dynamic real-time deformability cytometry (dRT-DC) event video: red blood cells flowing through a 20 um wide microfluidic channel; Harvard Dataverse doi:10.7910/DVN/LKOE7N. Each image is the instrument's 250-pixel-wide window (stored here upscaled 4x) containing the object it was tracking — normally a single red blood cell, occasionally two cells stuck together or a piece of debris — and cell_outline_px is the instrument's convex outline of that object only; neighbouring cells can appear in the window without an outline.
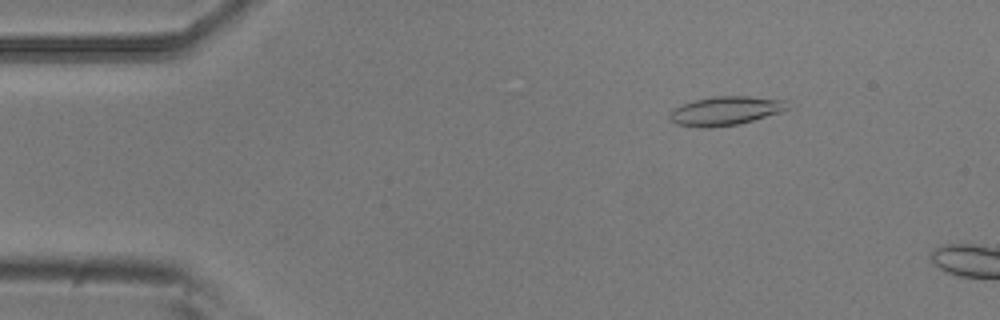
{"species": "common noctule bat (a hibernating species)", "species_latin": "Nyctalus noctula", "temperature_condition": "room temperature", "stored_images_in_passage": 10, "camera_frame_rate_fps": 3000, "um_per_image_px": 0.085, "animal": {"sex": "male", "body_mass_g": 20.5, "forearm_length_mm": 52.5}, "frame": {"image": 1, "passage_image": 7, "time_ms": 2.0, "image_size_px": [1000, 320], "cell_outline_px": [[788, 108], [780, 112], [740, 124], [712, 128], [704, 128], [676, 124], [668, 120], [668, 112], [680, 104], [712, 96], [748, 96], [788, 100]], "centroid_in_image_um": [61.62, 9.42], "position_along_channel_um": 23.4, "area_um2": 20.11}}